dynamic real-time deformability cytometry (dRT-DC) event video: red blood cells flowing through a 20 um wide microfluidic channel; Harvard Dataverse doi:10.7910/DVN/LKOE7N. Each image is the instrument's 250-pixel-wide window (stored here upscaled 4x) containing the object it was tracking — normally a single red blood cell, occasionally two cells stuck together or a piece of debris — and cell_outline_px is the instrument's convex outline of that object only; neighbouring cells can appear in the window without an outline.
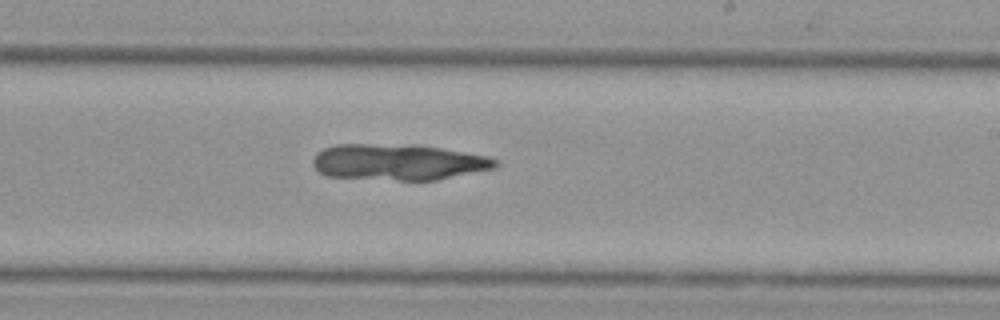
{"species": "Egyptian fruit bat (a non-hibernating species)", "species_latin": "Rousettus aegyptiacus", "temperature_condition": "cold", "stored_images_in_passage": 7, "camera_frame_rate_fps": 3000, "um_per_image_px": 0.085, "animal": {"sex": "female"}, "frame": {"image": 1, "passage_image": 7, "time_ms": 2.0, "image_size_px": [1000, 320], "cell_outline_px": [[500, 164], [496, 168], [436, 180], [400, 180], [328, 176], [320, 172], [312, 164], [312, 160], [324, 148], [336, 144], [416, 144], [488, 156], [500, 160]], "centroid_in_image_um": [33.91, 13.77], "position_along_channel_um": 255.1, "area_um2": 38.44}}